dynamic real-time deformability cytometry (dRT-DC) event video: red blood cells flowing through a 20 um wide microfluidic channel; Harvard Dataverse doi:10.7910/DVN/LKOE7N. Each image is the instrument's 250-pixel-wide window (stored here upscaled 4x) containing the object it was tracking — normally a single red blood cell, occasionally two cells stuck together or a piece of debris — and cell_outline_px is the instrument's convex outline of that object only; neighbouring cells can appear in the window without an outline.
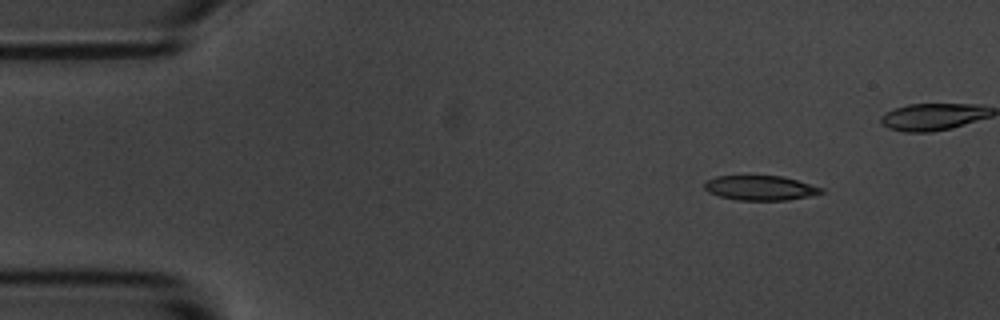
{"species": "common noctule bat (a hibernating species)", "species_latin": "Nyctalus noctula", "temperature_condition": "room temperature", "stored_images_in_passage": 4, "camera_frame_rate_fps": 3000, "um_per_image_px": 0.085, "animal": {"sex": "male", "body_mass_g": 20.1, "forearm_length_mm": 53.5}, "frame": {"image": 1, "passage_image": 1, "time_ms": 0.0, "image_size_px": [1000, 320], "cell_outline_px": [[824, 192], [808, 196], [784, 200], [736, 200], [720, 196], [708, 192], [704, 188], [704, 184], [708, 180], [716, 176], [780, 176], [796, 180], [824, 188]], "centroid_in_image_um": [64.61, 15.97], "position_along_channel_um": 20.4, "area_um2": 16.59}}